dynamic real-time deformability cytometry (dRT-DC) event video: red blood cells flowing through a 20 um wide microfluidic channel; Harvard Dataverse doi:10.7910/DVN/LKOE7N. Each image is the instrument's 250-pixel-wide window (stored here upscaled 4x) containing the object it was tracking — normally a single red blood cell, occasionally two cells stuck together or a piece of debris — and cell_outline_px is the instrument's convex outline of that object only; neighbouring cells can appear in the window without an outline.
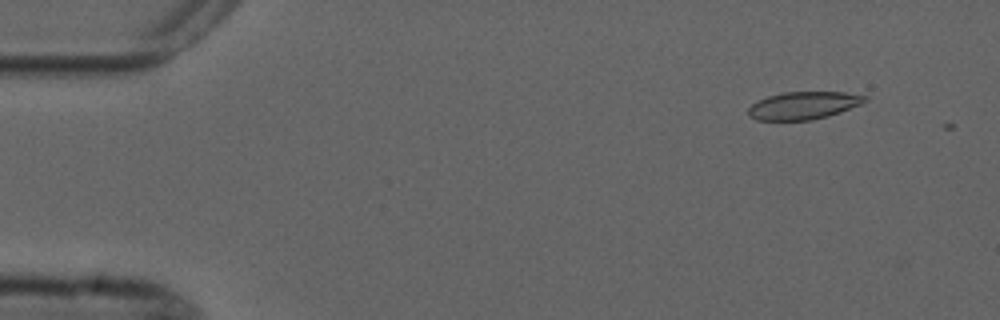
{"species": "common noctule bat (a hibernating species)", "species_latin": "Nyctalus noctula", "temperature_condition": "cold", "stored_images_in_passage": 4, "camera_frame_rate_fps": 3000, "um_per_image_px": 0.085, "animal": {"sex": "male", "forearm_length_mm": 52.5}, "frame": {"image": 1, "passage_image": 2, "time_ms": 1.333, "image_size_px": [1000, 320], "cell_outline_px": [[868, 100], [860, 104], [840, 112], [828, 116], [812, 120], [756, 120], [748, 116], [748, 108], [752, 104], [768, 96], [784, 92], [844, 92], [868, 96]], "centroid_in_image_um": [68.3, 8.97], "position_along_channel_um": 16.7, "area_um2": 18.73}}